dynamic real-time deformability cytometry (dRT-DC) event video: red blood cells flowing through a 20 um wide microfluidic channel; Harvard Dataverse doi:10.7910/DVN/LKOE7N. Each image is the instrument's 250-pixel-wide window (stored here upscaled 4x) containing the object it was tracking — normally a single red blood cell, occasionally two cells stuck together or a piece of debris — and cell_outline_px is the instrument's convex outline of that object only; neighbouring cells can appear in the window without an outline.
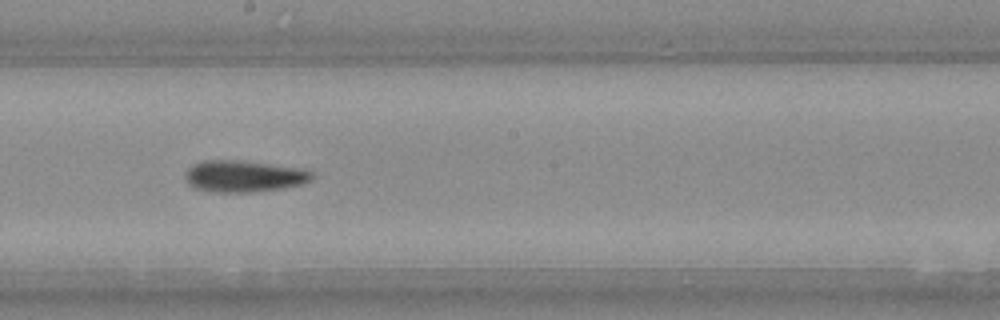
{"species": "Egyptian fruit bat (a non-hibernating species)", "species_latin": "Rousettus aegyptiacus", "temperature_condition": "warm", "stored_images_in_passage": 22, "camera_frame_rate_fps": 3000, "um_per_image_px": 0.085, "animal": {"sex": "female"}, "frame": {"image": 1, "passage_image": 13, "time_ms": 4.0, "image_size_px": [1000, 320], "cell_outline_px": [[312, 176], [308, 180], [300, 184], [280, 188], [244, 192], [224, 192], [196, 188], [184, 176], [184, 172], [192, 164], [204, 160], [240, 160], [300, 168], [312, 172]], "centroid_in_image_um": [20.68, 14.95], "position_along_channel_um": 227.5, "area_um2": 22.72}}